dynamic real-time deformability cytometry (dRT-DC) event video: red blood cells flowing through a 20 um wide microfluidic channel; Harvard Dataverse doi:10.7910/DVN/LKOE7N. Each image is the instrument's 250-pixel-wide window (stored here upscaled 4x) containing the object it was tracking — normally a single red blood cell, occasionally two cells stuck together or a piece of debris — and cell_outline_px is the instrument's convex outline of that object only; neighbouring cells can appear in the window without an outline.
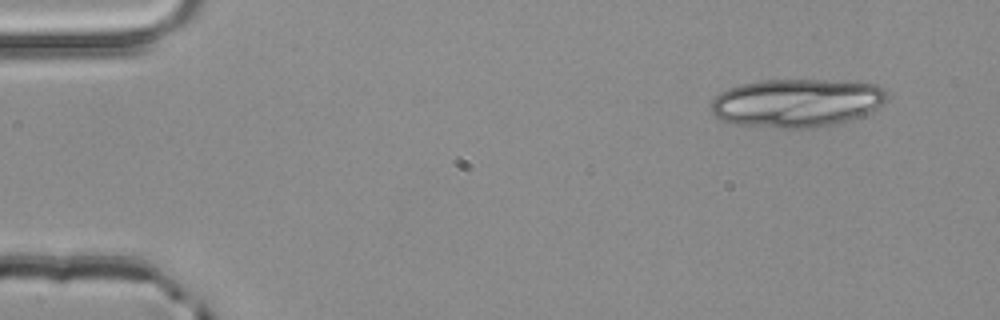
{"species": "common noctule bat (a hibernating species)", "species_latin": "Nyctalus noctula", "temperature_condition": "room temperature", "stored_images_in_passage": 3, "segment_of_instrument_passage": [1, 2], "camera_frame_rate_fps": 3000, "um_per_image_px": 0.085, "animal": {"sex": "male", "body_mass_g": 20.4}, "frame": {"image": 1, "passage_image": 1, "time_ms": 0.0, "image_size_px": [1000, 320], "cell_outline_px": [[888, 96], [876, 108], [868, 112], [848, 120], [832, 124], [812, 128], [780, 128], [736, 124], [720, 120], [708, 108], [712, 100], [720, 92], [728, 88], [740, 84], [764, 80], [844, 80], [876, 84], [884, 88]], "centroid_in_image_um": [67.68, 8.73], "position_along_channel_um": 17.3, "area_um2": 49.65}}